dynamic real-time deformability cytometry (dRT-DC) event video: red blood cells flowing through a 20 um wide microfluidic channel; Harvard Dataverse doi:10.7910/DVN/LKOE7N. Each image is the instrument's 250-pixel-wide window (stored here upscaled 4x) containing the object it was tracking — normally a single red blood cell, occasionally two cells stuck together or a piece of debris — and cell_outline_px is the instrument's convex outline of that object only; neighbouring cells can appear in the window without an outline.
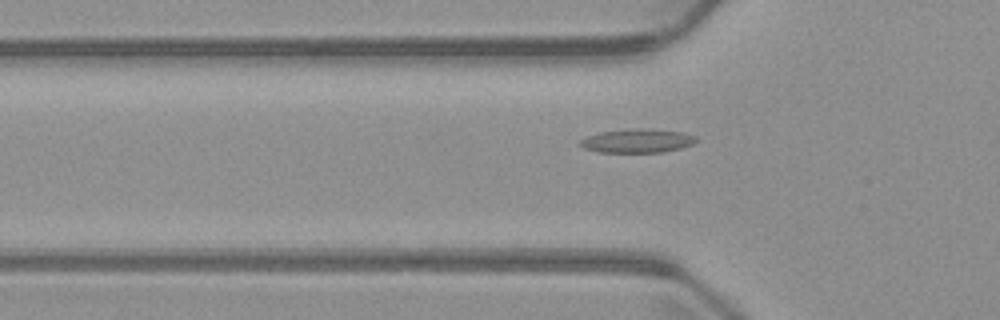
{"species": "common noctule bat (a hibernating species)", "species_latin": "Nyctalus noctula", "temperature_condition": "warm", "stored_images_in_passage": 6, "segment_of_instrument_passage": [2, 2], "camera_frame_rate_fps": 3000, "um_per_image_px": 0.085, "animal": {"sex": "male", "body_mass_g": 23.1, "forearm_length_mm": 52.7}, "frame": {"image": 1, "passage_image": 6, "time_ms": 6.0, "image_size_px": [1000, 320], "cell_outline_px": [[696, 140], [692, 144], [680, 148], [664, 152], [600, 152], [584, 148], [580, 144], [580, 140], [588, 136], [600, 132], [636, 128], [640, 128], [684, 132], [696, 136]], "centroid_in_image_um": [54.19, 11.97], "position_along_channel_um": 71.6, "area_um2": 15.9}}